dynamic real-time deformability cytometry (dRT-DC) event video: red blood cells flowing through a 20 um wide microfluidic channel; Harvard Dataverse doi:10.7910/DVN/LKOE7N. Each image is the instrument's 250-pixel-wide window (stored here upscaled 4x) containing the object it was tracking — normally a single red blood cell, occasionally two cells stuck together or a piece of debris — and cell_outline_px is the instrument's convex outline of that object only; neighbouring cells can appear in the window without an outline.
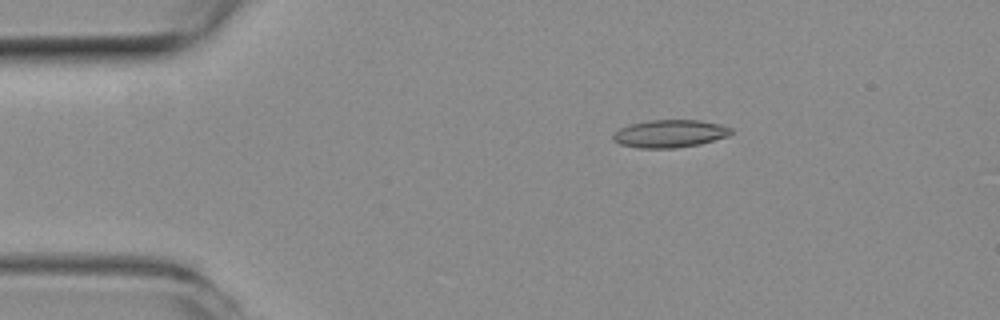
{"species": "common noctule bat (a hibernating species)", "species_latin": "Nyctalus noctula", "temperature_condition": "room temperature", "stored_images_in_passage": 43, "camera_frame_rate_fps": 3000, "um_per_image_px": 0.085, "animal": {"sex": "female", "body_mass_g": 19.3, "forearm_length_mm": 54.1}, "frame": {"image": 1, "passage_image": 1, "time_ms": 0.0, "image_size_px": [1000, 320], "cell_outline_px": [[732, 132], [728, 136], [700, 144], [676, 148], [640, 148], [620, 144], [612, 140], [612, 136], [620, 128], [628, 124], [648, 120], [700, 120], [720, 124], [732, 128]], "centroid_in_image_um": [56.93, 11.35], "position_along_channel_um": 28.1, "area_um2": 19.13}}
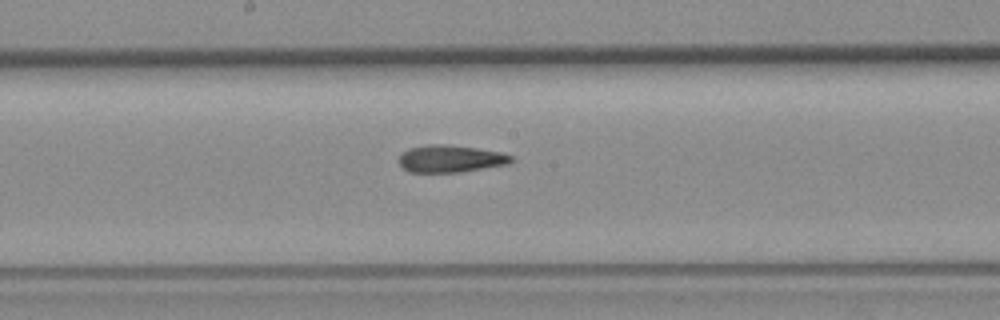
{"frame": {"image": 2, "passage_image": 19, "time_ms": 6.0, "image_size_px": [1000, 320], "cell_outline_px": [[512, 160], [508, 164], [460, 172], [408, 172], [400, 164], [400, 156], [408, 148], [428, 144], [444, 144], [476, 148], [500, 152], [512, 156]], "centroid_in_image_um": [38.28, 13.49], "position_along_channel_um": 209.9, "area_um2": 17.63}}
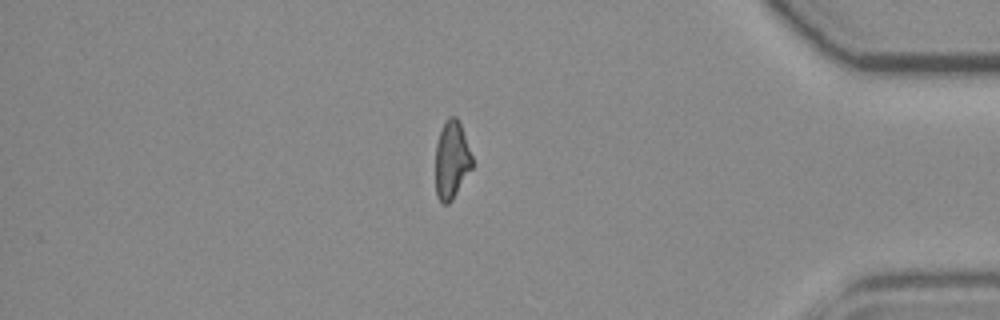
{"frame": {"image": 3, "passage_image": 36, "time_ms": 11.667, "image_size_px": [1000, 320], "cell_outline_px": [[472, 168], [452, 200], [448, 204], [444, 204], [436, 196], [436, 144], [440, 132], [448, 116], [456, 116], [460, 124], [472, 156]], "centroid_in_image_um": [38.38, 13.61], "position_along_channel_um": 396.8, "area_um2": 16.42}, "authors_computed_cell_mechanics": {"area_um2": 17.918, "velocity_mm_per_s": 3.9489, "shape_relaxation_time_tau1_ms": null, "shape_relaxation_time_tau2_ms": 3.5361, "deformation_change_tau1": null, "deformation_change_tau2": 0.1334}}